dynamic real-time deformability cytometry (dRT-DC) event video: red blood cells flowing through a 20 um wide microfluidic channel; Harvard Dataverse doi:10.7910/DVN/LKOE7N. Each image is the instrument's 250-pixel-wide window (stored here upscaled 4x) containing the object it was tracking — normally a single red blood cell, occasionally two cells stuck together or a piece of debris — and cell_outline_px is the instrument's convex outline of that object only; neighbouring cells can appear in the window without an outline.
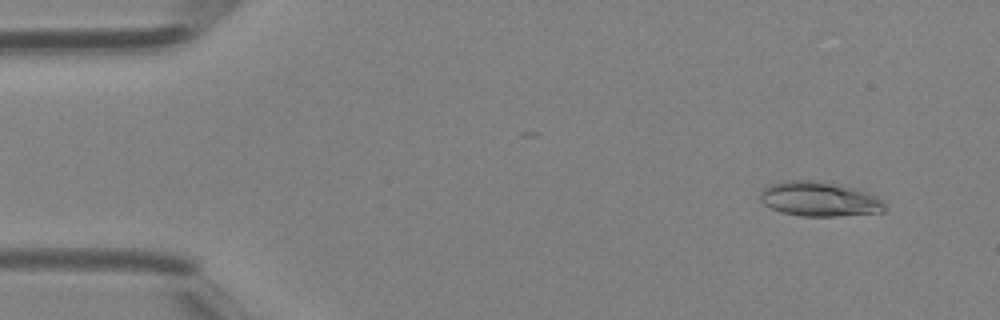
{"species": "Egyptian fruit bat (a non-hibernating species)", "species_latin": "Rousettus aegyptiacus", "temperature_condition": "room temperature", "stored_images_in_passage": 43, "camera_frame_rate_fps": 3000, "um_per_image_px": 0.085, "animal": {"sex": "female"}, "frame": {"image": 1, "passage_image": 4, "time_ms": 1.0, "image_size_px": [1000, 320], "cell_outline_px": [[884, 212], [836, 216], [800, 216], [780, 212], [764, 204], [760, 200], [760, 192], [768, 184], [784, 180], [820, 180], [852, 188], [876, 196], [884, 200]], "centroid_in_image_um": [69.6, 16.91], "position_along_channel_um": 15.4, "area_um2": 25.2}}
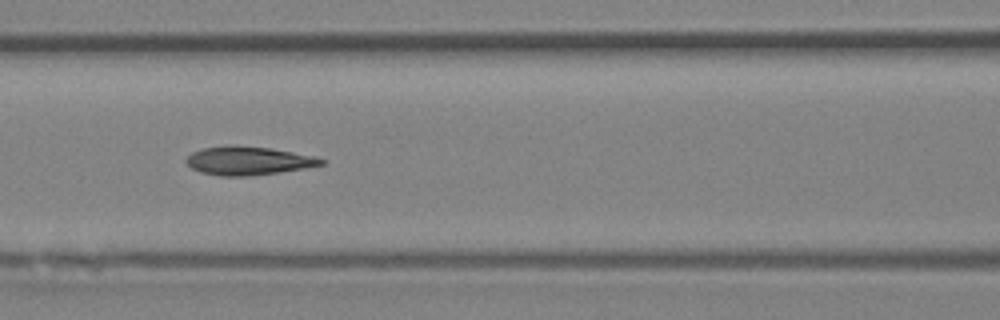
{"frame": {"image": 2, "passage_image": 19, "time_ms": 6.0, "image_size_px": [1000, 320], "cell_outline_px": [[324, 164], [304, 168], [248, 176], [220, 176], [200, 172], [192, 168], [184, 160], [192, 152], [204, 148], [228, 144], [236, 144], [272, 148], [312, 156], [324, 160]], "centroid_in_image_um": [21.04, 13.64], "position_along_channel_um": 145.6, "area_um2": 22.37}}
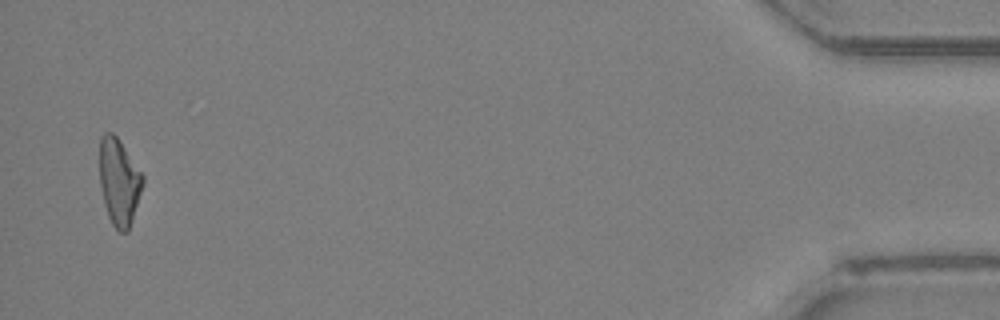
{"frame": {"image": 3, "passage_image": 42, "time_ms": 13.667, "image_size_px": [1000, 320], "cell_outline_px": [[144, 184], [128, 232], [120, 232], [112, 224], [108, 216], [104, 204], [100, 184], [100, 136], [104, 132], [112, 132], [116, 136], [144, 176]], "centroid_in_image_um": [10.12, 15.46], "position_along_channel_um": 425.1, "area_um2": 21.73}}